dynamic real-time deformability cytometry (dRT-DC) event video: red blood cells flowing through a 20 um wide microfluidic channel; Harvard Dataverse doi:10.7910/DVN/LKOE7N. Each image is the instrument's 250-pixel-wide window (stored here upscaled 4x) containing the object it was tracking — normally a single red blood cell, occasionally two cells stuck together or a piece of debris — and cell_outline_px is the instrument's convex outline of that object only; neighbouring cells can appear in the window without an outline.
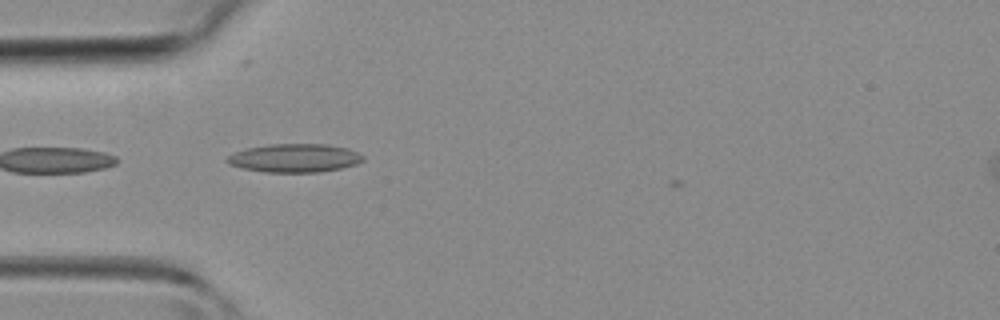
{"species": "common noctule bat (a hibernating species)", "species_latin": "Nyctalus noctula", "temperature_condition": "room temperature", "stored_images_in_passage": 3, "camera_frame_rate_fps": 3000, "um_per_image_px": 0.085, "animal": {"sex": "female", "body_mass_g": 19.3, "forearm_length_mm": 54.1}, "frame": {"image": 1, "passage_image": 1, "time_ms": 0.0, "image_size_px": [1000, 320], "cell_outline_px": [[364, 160], [356, 164], [340, 168], [320, 172], [264, 172], [244, 168], [228, 164], [224, 160], [228, 156], [236, 152], [248, 148], [268, 144], [324, 144], [348, 148], [364, 156]], "centroid_in_image_um": [25.04, 13.43], "position_along_channel_um": 60.0, "area_um2": 22.43}}